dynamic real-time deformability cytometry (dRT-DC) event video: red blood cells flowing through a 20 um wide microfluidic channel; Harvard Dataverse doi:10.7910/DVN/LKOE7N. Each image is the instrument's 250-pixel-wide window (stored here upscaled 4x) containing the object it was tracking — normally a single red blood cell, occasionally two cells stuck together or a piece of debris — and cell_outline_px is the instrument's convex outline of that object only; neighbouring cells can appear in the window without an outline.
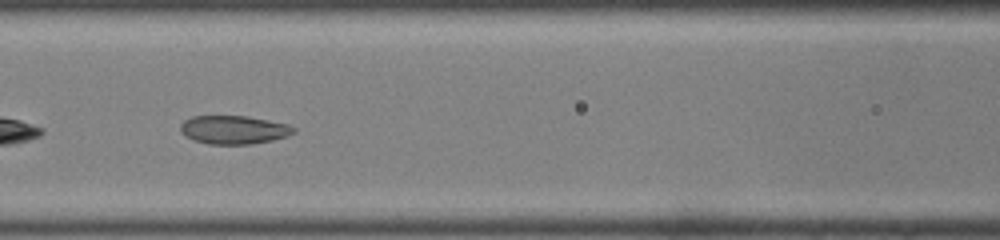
{"species": "common noctule bat (a hibernating species)", "species_latin": "Nyctalus noctula", "temperature_condition": "room temperature", "stored_images_in_passage": 46, "camera_frame_rate_fps": 3000, "um_per_image_px": 0.085, "animal": {"sex": "male", "body_mass_g": 19.0, "forearm_length_mm": 50.8}, "frame": {"image": 1, "passage_image": 20, "time_ms": 6.333, "image_size_px": [1000, 240], "cell_outline_px": [[296, 132], [288, 136], [272, 140], [252, 144], [208, 144], [184, 136], [180, 132], [180, 124], [184, 120], [192, 116], [244, 116], [268, 120], [288, 124], [296, 128]], "centroid_in_image_um": [19.87, 11.03], "position_along_channel_um": 146.7, "area_um2": 18.84}, "authors_computed_cell_mechanics": {"area_um2": 22.6576, "velocity_mm_per_s": 4.2002, "shape_relaxation_time_tau1_ms": null, "shape_relaxation_time_tau2_ms": 1.5041, "deformation_change_tau1": null, "deformation_change_tau2": 0.0553}}